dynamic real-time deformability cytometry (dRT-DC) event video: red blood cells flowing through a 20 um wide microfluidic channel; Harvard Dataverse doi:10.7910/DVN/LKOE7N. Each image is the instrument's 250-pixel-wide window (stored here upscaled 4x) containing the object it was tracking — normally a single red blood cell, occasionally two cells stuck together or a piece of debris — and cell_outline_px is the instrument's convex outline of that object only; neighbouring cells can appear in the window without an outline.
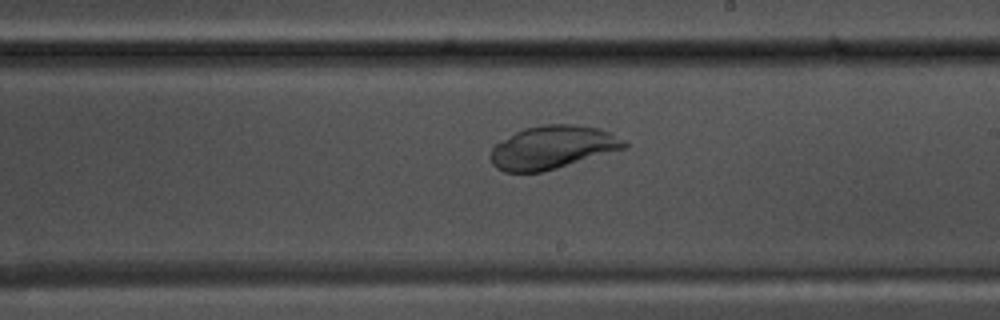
{"species": "common noctule bat (a hibernating species)", "species_latin": "Nyctalus noctula", "temperature_condition": "warm", "stored_images_in_passage": 55, "camera_frame_rate_fps": 3000, "um_per_image_px": 0.085, "animal": {"sex": "male", "body_mass_g": 17.5, "forearm_length_mm": 52.3}, "frame": {"image": 1, "passage_image": 32, "time_ms": 10.333, "image_size_px": [1000, 320], "cell_outline_px": [[628, 144], [624, 148], [544, 172], [504, 172], [496, 168], [492, 164], [488, 156], [492, 148], [496, 144], [516, 132], [524, 128], [540, 124], [572, 124], [600, 128], [612, 132], [624, 140]], "centroid_in_image_um": [46.94, 12.52], "position_along_channel_um": 242.1, "area_um2": 33.7}}